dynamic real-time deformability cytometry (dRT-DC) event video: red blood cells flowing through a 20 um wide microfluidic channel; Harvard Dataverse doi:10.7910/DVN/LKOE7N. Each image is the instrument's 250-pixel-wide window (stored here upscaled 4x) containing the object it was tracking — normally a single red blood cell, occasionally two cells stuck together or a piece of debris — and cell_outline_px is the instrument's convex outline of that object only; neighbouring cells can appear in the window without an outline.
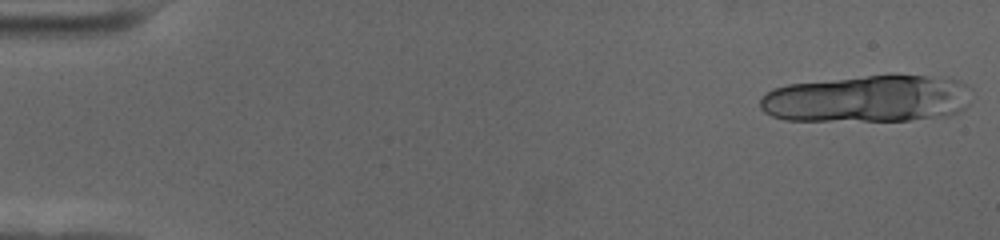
{"species": "human", "species_latin": "Homo sapiens", "temperature_condition": "cold", "stored_images_in_passage": 20, "camera_frame_rate_fps": 3000, "um_per_image_px": 0.085, "donor": {"sex": "female"}, "frame": {"image": 1, "passage_image": 1, "time_ms": 0.0, "image_size_px": [1000, 240], "cell_outline_px": [[968, 104], [964, 108], [956, 112], [944, 116], [908, 120], [784, 120], [772, 116], [764, 112], [760, 108], [760, 100], [772, 88], [788, 84], [868, 76], [928, 76], [960, 80], [964, 84]], "centroid_in_image_um": [73.67, 8.41], "position_along_channel_um": 11.3, "area_um2": 57.11}}